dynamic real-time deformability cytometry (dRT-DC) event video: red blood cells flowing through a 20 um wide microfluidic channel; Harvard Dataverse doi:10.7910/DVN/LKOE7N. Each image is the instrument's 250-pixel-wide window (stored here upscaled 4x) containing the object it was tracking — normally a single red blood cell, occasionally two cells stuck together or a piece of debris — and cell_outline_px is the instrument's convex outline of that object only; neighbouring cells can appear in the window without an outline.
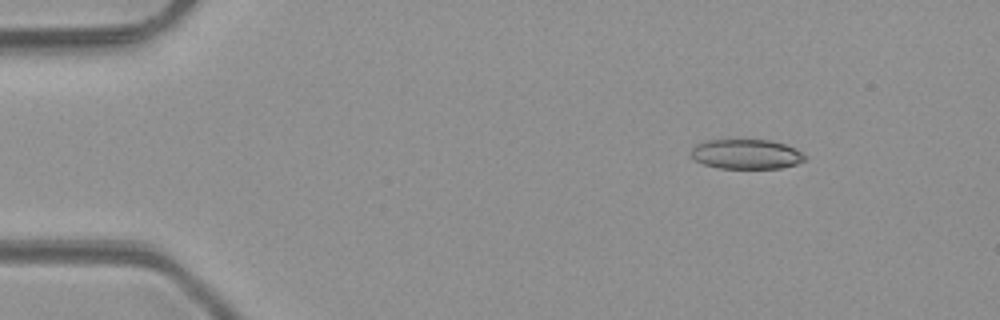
{"species": "common noctule bat (a hibernating species)", "species_latin": "Nyctalus noctula", "temperature_condition": "room temperature", "stored_images_in_passage": 3, "camera_frame_rate_fps": 3000, "um_per_image_px": 0.085, "animal": {"sex": "male", "body_mass_g": 23.1, "forearm_length_mm": 52.7}, "frame": {"image": 1, "passage_image": 1, "time_ms": 0.0, "image_size_px": [1000, 320], "cell_outline_px": [[808, 156], [804, 160], [796, 164], [780, 168], [720, 168], [704, 164], [696, 160], [692, 156], [692, 148], [696, 144], [704, 140], [768, 140], [784, 144], [796, 148]], "centroid_in_image_um": [63.46, 13.1], "position_along_channel_um": 21.5, "area_um2": 19.65}}